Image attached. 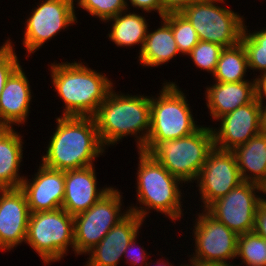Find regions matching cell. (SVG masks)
<instances>
[{
    "label": "cell",
    "instance_id": "cell-1",
    "mask_svg": "<svg viewBox=\"0 0 266 266\" xmlns=\"http://www.w3.org/2000/svg\"><path fill=\"white\" fill-rule=\"evenodd\" d=\"M56 128L49 138L44 166L56 170L81 169L94 165L105 154L96 122L89 116H57Z\"/></svg>",
    "mask_w": 266,
    "mask_h": 266
},
{
    "label": "cell",
    "instance_id": "cell-2",
    "mask_svg": "<svg viewBox=\"0 0 266 266\" xmlns=\"http://www.w3.org/2000/svg\"><path fill=\"white\" fill-rule=\"evenodd\" d=\"M113 87L93 116L105 148L133 136L142 150L150 133V96L116 92Z\"/></svg>",
    "mask_w": 266,
    "mask_h": 266
},
{
    "label": "cell",
    "instance_id": "cell-3",
    "mask_svg": "<svg viewBox=\"0 0 266 266\" xmlns=\"http://www.w3.org/2000/svg\"><path fill=\"white\" fill-rule=\"evenodd\" d=\"M49 66L52 87L65 104L61 116L93 117L115 87L105 73L91 69L82 61H54Z\"/></svg>",
    "mask_w": 266,
    "mask_h": 266
},
{
    "label": "cell",
    "instance_id": "cell-4",
    "mask_svg": "<svg viewBox=\"0 0 266 266\" xmlns=\"http://www.w3.org/2000/svg\"><path fill=\"white\" fill-rule=\"evenodd\" d=\"M138 152V167L136 172V206L131 204L129 211L137 214L144 221L150 211L163 214L172 222L185 216L182 209L185 193L180 187L183 182L173 176L160 162H157L149 153ZM180 186V187H179ZM183 196V197H182ZM182 200V201H181ZM139 204V207L137 206ZM183 216V217H182Z\"/></svg>",
    "mask_w": 266,
    "mask_h": 266
},
{
    "label": "cell",
    "instance_id": "cell-5",
    "mask_svg": "<svg viewBox=\"0 0 266 266\" xmlns=\"http://www.w3.org/2000/svg\"><path fill=\"white\" fill-rule=\"evenodd\" d=\"M163 81L157 95L150 96V133L143 152L149 153L159 142L188 136L197 124L188 99L176 82Z\"/></svg>",
    "mask_w": 266,
    "mask_h": 266
},
{
    "label": "cell",
    "instance_id": "cell-6",
    "mask_svg": "<svg viewBox=\"0 0 266 266\" xmlns=\"http://www.w3.org/2000/svg\"><path fill=\"white\" fill-rule=\"evenodd\" d=\"M210 126L202 125L188 136L159 142L149 154L184 185L191 184L215 147Z\"/></svg>",
    "mask_w": 266,
    "mask_h": 266
},
{
    "label": "cell",
    "instance_id": "cell-7",
    "mask_svg": "<svg viewBox=\"0 0 266 266\" xmlns=\"http://www.w3.org/2000/svg\"><path fill=\"white\" fill-rule=\"evenodd\" d=\"M25 244L35 251L42 263L59 262L70 248L74 251V219L63 208L31 213Z\"/></svg>",
    "mask_w": 266,
    "mask_h": 266
},
{
    "label": "cell",
    "instance_id": "cell-8",
    "mask_svg": "<svg viewBox=\"0 0 266 266\" xmlns=\"http://www.w3.org/2000/svg\"><path fill=\"white\" fill-rule=\"evenodd\" d=\"M219 3L224 4L225 0L196 2L187 6L181 14L190 21L199 40L224 48L232 47L241 42L245 19Z\"/></svg>",
    "mask_w": 266,
    "mask_h": 266
},
{
    "label": "cell",
    "instance_id": "cell-9",
    "mask_svg": "<svg viewBox=\"0 0 266 266\" xmlns=\"http://www.w3.org/2000/svg\"><path fill=\"white\" fill-rule=\"evenodd\" d=\"M118 188L112 189L91 208L73 216L74 254L86 255L130 211L123 210V197Z\"/></svg>",
    "mask_w": 266,
    "mask_h": 266
},
{
    "label": "cell",
    "instance_id": "cell-10",
    "mask_svg": "<svg viewBox=\"0 0 266 266\" xmlns=\"http://www.w3.org/2000/svg\"><path fill=\"white\" fill-rule=\"evenodd\" d=\"M200 211L195 212L196 219L192 222L195 247L188 264L231 263L230 260L236 259L238 235L206 209Z\"/></svg>",
    "mask_w": 266,
    "mask_h": 266
},
{
    "label": "cell",
    "instance_id": "cell-11",
    "mask_svg": "<svg viewBox=\"0 0 266 266\" xmlns=\"http://www.w3.org/2000/svg\"><path fill=\"white\" fill-rule=\"evenodd\" d=\"M37 7L32 8L24 24L22 45L32 56L40 47L56 37L62 29L66 31L69 26L76 25V7L72 0H40Z\"/></svg>",
    "mask_w": 266,
    "mask_h": 266
},
{
    "label": "cell",
    "instance_id": "cell-12",
    "mask_svg": "<svg viewBox=\"0 0 266 266\" xmlns=\"http://www.w3.org/2000/svg\"><path fill=\"white\" fill-rule=\"evenodd\" d=\"M264 196V187L243 181L206 210L239 236L254 230L256 211Z\"/></svg>",
    "mask_w": 266,
    "mask_h": 266
},
{
    "label": "cell",
    "instance_id": "cell-13",
    "mask_svg": "<svg viewBox=\"0 0 266 266\" xmlns=\"http://www.w3.org/2000/svg\"><path fill=\"white\" fill-rule=\"evenodd\" d=\"M243 182L235 155L232 151L214 149L208 154L195 181L201 195V208L206 209L218 198L225 196Z\"/></svg>",
    "mask_w": 266,
    "mask_h": 266
},
{
    "label": "cell",
    "instance_id": "cell-14",
    "mask_svg": "<svg viewBox=\"0 0 266 266\" xmlns=\"http://www.w3.org/2000/svg\"><path fill=\"white\" fill-rule=\"evenodd\" d=\"M217 121L219 128L211 127L215 148L233 151L262 132L261 105L255 98Z\"/></svg>",
    "mask_w": 266,
    "mask_h": 266
},
{
    "label": "cell",
    "instance_id": "cell-15",
    "mask_svg": "<svg viewBox=\"0 0 266 266\" xmlns=\"http://www.w3.org/2000/svg\"><path fill=\"white\" fill-rule=\"evenodd\" d=\"M30 210L20 188L0 189V250L10 252L25 243Z\"/></svg>",
    "mask_w": 266,
    "mask_h": 266
},
{
    "label": "cell",
    "instance_id": "cell-16",
    "mask_svg": "<svg viewBox=\"0 0 266 266\" xmlns=\"http://www.w3.org/2000/svg\"><path fill=\"white\" fill-rule=\"evenodd\" d=\"M20 189L26 196L30 213L60 209L65 192V171L46 167L40 162L31 179L24 177Z\"/></svg>",
    "mask_w": 266,
    "mask_h": 266
},
{
    "label": "cell",
    "instance_id": "cell-17",
    "mask_svg": "<svg viewBox=\"0 0 266 266\" xmlns=\"http://www.w3.org/2000/svg\"><path fill=\"white\" fill-rule=\"evenodd\" d=\"M144 222L137 214L129 212L86 253L89 257L83 266H118L126 247L140 233Z\"/></svg>",
    "mask_w": 266,
    "mask_h": 266
},
{
    "label": "cell",
    "instance_id": "cell-18",
    "mask_svg": "<svg viewBox=\"0 0 266 266\" xmlns=\"http://www.w3.org/2000/svg\"><path fill=\"white\" fill-rule=\"evenodd\" d=\"M95 165L65 171V192L62 207L75 216L91 208L113 186L97 187Z\"/></svg>",
    "mask_w": 266,
    "mask_h": 266
},
{
    "label": "cell",
    "instance_id": "cell-19",
    "mask_svg": "<svg viewBox=\"0 0 266 266\" xmlns=\"http://www.w3.org/2000/svg\"><path fill=\"white\" fill-rule=\"evenodd\" d=\"M33 92L28 77L20 65L7 80L0 94V122L4 127L27 122Z\"/></svg>",
    "mask_w": 266,
    "mask_h": 266
},
{
    "label": "cell",
    "instance_id": "cell-20",
    "mask_svg": "<svg viewBox=\"0 0 266 266\" xmlns=\"http://www.w3.org/2000/svg\"><path fill=\"white\" fill-rule=\"evenodd\" d=\"M205 101L213 121L234 111L238 107L251 103L256 98L255 78L237 83H219L213 81L205 88Z\"/></svg>",
    "mask_w": 266,
    "mask_h": 266
},
{
    "label": "cell",
    "instance_id": "cell-21",
    "mask_svg": "<svg viewBox=\"0 0 266 266\" xmlns=\"http://www.w3.org/2000/svg\"><path fill=\"white\" fill-rule=\"evenodd\" d=\"M22 137L14 127L0 130V189L20 188L25 177L19 173L24 151Z\"/></svg>",
    "mask_w": 266,
    "mask_h": 266
},
{
    "label": "cell",
    "instance_id": "cell-22",
    "mask_svg": "<svg viewBox=\"0 0 266 266\" xmlns=\"http://www.w3.org/2000/svg\"><path fill=\"white\" fill-rule=\"evenodd\" d=\"M161 20L157 29H148L143 47L137 56L139 64L147 68L168 64L180 54L171 25L164 18Z\"/></svg>",
    "mask_w": 266,
    "mask_h": 266
},
{
    "label": "cell",
    "instance_id": "cell-23",
    "mask_svg": "<svg viewBox=\"0 0 266 266\" xmlns=\"http://www.w3.org/2000/svg\"><path fill=\"white\" fill-rule=\"evenodd\" d=\"M232 152L242 180L266 189V133L260 132Z\"/></svg>",
    "mask_w": 266,
    "mask_h": 266
},
{
    "label": "cell",
    "instance_id": "cell-24",
    "mask_svg": "<svg viewBox=\"0 0 266 266\" xmlns=\"http://www.w3.org/2000/svg\"><path fill=\"white\" fill-rule=\"evenodd\" d=\"M139 12L135 13L134 10H126L112 17L104 23L112 24L110 32L107 35L110 42H113L117 47H133L139 45V52L141 51L145 38L147 36L150 25L148 20ZM111 23H110V22ZM112 27V28H111Z\"/></svg>",
    "mask_w": 266,
    "mask_h": 266
},
{
    "label": "cell",
    "instance_id": "cell-25",
    "mask_svg": "<svg viewBox=\"0 0 266 266\" xmlns=\"http://www.w3.org/2000/svg\"><path fill=\"white\" fill-rule=\"evenodd\" d=\"M248 70L247 54L243 44L240 42L232 47L222 50L220 58L212 78L219 83H237L246 81Z\"/></svg>",
    "mask_w": 266,
    "mask_h": 266
},
{
    "label": "cell",
    "instance_id": "cell-26",
    "mask_svg": "<svg viewBox=\"0 0 266 266\" xmlns=\"http://www.w3.org/2000/svg\"><path fill=\"white\" fill-rule=\"evenodd\" d=\"M247 27L244 25L241 43L247 54L248 69L261 75L266 73V27L253 32Z\"/></svg>",
    "mask_w": 266,
    "mask_h": 266
},
{
    "label": "cell",
    "instance_id": "cell-27",
    "mask_svg": "<svg viewBox=\"0 0 266 266\" xmlns=\"http://www.w3.org/2000/svg\"><path fill=\"white\" fill-rule=\"evenodd\" d=\"M236 258L245 266H266V239L254 231L238 236Z\"/></svg>",
    "mask_w": 266,
    "mask_h": 266
},
{
    "label": "cell",
    "instance_id": "cell-28",
    "mask_svg": "<svg viewBox=\"0 0 266 266\" xmlns=\"http://www.w3.org/2000/svg\"><path fill=\"white\" fill-rule=\"evenodd\" d=\"M172 27V33L181 55H188L199 42L196 30L181 13H171L163 17Z\"/></svg>",
    "mask_w": 266,
    "mask_h": 266
},
{
    "label": "cell",
    "instance_id": "cell-29",
    "mask_svg": "<svg viewBox=\"0 0 266 266\" xmlns=\"http://www.w3.org/2000/svg\"><path fill=\"white\" fill-rule=\"evenodd\" d=\"M223 49L224 47L216 43L199 40L192 51L186 56L192 59L197 68L207 71L212 76Z\"/></svg>",
    "mask_w": 266,
    "mask_h": 266
},
{
    "label": "cell",
    "instance_id": "cell-30",
    "mask_svg": "<svg viewBox=\"0 0 266 266\" xmlns=\"http://www.w3.org/2000/svg\"><path fill=\"white\" fill-rule=\"evenodd\" d=\"M76 2L77 8L98 18L102 23L128 10L126 0H78Z\"/></svg>",
    "mask_w": 266,
    "mask_h": 266
},
{
    "label": "cell",
    "instance_id": "cell-31",
    "mask_svg": "<svg viewBox=\"0 0 266 266\" xmlns=\"http://www.w3.org/2000/svg\"><path fill=\"white\" fill-rule=\"evenodd\" d=\"M15 42L8 37L0 46V94L11 76V74L20 66V61L15 47Z\"/></svg>",
    "mask_w": 266,
    "mask_h": 266
},
{
    "label": "cell",
    "instance_id": "cell-32",
    "mask_svg": "<svg viewBox=\"0 0 266 266\" xmlns=\"http://www.w3.org/2000/svg\"><path fill=\"white\" fill-rule=\"evenodd\" d=\"M140 234L136 235L131 242L128 244V246L125 249L123 258L126 259V261L124 263L129 265H133V266H150V264L152 263V261L150 260L149 262L148 260V256H150L151 254L149 252H147L141 245L140 247H138V243H137V238ZM136 247V249H135ZM135 250V251H134ZM147 252V253H146ZM151 262V263H150Z\"/></svg>",
    "mask_w": 266,
    "mask_h": 266
},
{
    "label": "cell",
    "instance_id": "cell-33",
    "mask_svg": "<svg viewBox=\"0 0 266 266\" xmlns=\"http://www.w3.org/2000/svg\"><path fill=\"white\" fill-rule=\"evenodd\" d=\"M205 0H160L161 18L171 13H181L187 6Z\"/></svg>",
    "mask_w": 266,
    "mask_h": 266
},
{
    "label": "cell",
    "instance_id": "cell-34",
    "mask_svg": "<svg viewBox=\"0 0 266 266\" xmlns=\"http://www.w3.org/2000/svg\"><path fill=\"white\" fill-rule=\"evenodd\" d=\"M129 3L131 5H129ZM126 5H127V8L128 10L131 8V7H128V6H132L133 8H137L138 10H141L142 13L143 11L145 13H154L157 12L159 17L161 18V2L160 0H126Z\"/></svg>",
    "mask_w": 266,
    "mask_h": 266
},
{
    "label": "cell",
    "instance_id": "cell-35",
    "mask_svg": "<svg viewBox=\"0 0 266 266\" xmlns=\"http://www.w3.org/2000/svg\"><path fill=\"white\" fill-rule=\"evenodd\" d=\"M253 231L266 239V198L260 202L257 208Z\"/></svg>",
    "mask_w": 266,
    "mask_h": 266
},
{
    "label": "cell",
    "instance_id": "cell-36",
    "mask_svg": "<svg viewBox=\"0 0 266 266\" xmlns=\"http://www.w3.org/2000/svg\"><path fill=\"white\" fill-rule=\"evenodd\" d=\"M256 99L258 102H266V73L255 78Z\"/></svg>",
    "mask_w": 266,
    "mask_h": 266
},
{
    "label": "cell",
    "instance_id": "cell-37",
    "mask_svg": "<svg viewBox=\"0 0 266 266\" xmlns=\"http://www.w3.org/2000/svg\"><path fill=\"white\" fill-rule=\"evenodd\" d=\"M261 105L262 132L266 133V102H259Z\"/></svg>",
    "mask_w": 266,
    "mask_h": 266
},
{
    "label": "cell",
    "instance_id": "cell-38",
    "mask_svg": "<svg viewBox=\"0 0 266 266\" xmlns=\"http://www.w3.org/2000/svg\"><path fill=\"white\" fill-rule=\"evenodd\" d=\"M161 256H162V258L161 259L159 258L160 261L158 260L156 263H152V264H154L153 266H175L173 263L168 261L169 260L168 258H166V257L163 258V255H161ZM165 258L167 259V261L164 260ZM152 264H151V266H152ZM179 266H189V264L188 263L186 264V262L183 264V262H182L181 265H179Z\"/></svg>",
    "mask_w": 266,
    "mask_h": 266
},
{
    "label": "cell",
    "instance_id": "cell-39",
    "mask_svg": "<svg viewBox=\"0 0 266 266\" xmlns=\"http://www.w3.org/2000/svg\"><path fill=\"white\" fill-rule=\"evenodd\" d=\"M234 263H208V264H189V266H237Z\"/></svg>",
    "mask_w": 266,
    "mask_h": 266
},
{
    "label": "cell",
    "instance_id": "cell-40",
    "mask_svg": "<svg viewBox=\"0 0 266 266\" xmlns=\"http://www.w3.org/2000/svg\"><path fill=\"white\" fill-rule=\"evenodd\" d=\"M4 128V126L2 125V123L0 122V130H2Z\"/></svg>",
    "mask_w": 266,
    "mask_h": 266
}]
</instances>
